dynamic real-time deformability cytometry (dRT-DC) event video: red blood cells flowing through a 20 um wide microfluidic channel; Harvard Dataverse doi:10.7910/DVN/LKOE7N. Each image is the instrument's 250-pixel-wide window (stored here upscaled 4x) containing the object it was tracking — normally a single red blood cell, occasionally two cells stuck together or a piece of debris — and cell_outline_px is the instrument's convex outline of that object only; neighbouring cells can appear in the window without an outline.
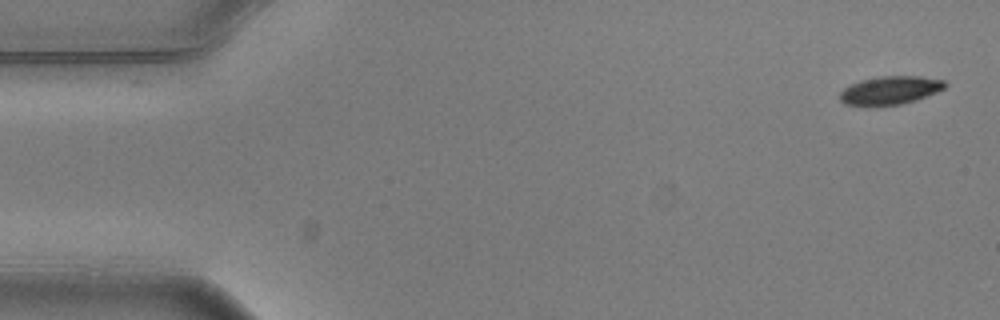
{"species": "common noctule bat (a hibernating species)", "species_latin": "Nyctalus noctula", "temperature_condition": "warm", "stored_images_in_passage": 2, "camera_frame_rate_fps": 3000, "um_per_image_px": 0.085, "animal": {"sex": "male", "body_mass_g": 20.5, "forearm_length_mm": 52.5}, "frame": {"image": 1, "passage_image": 2, "time_ms": 0.333, "image_size_px": [1000, 320], "cell_outline_px": [[948, 84], [944, 88], [936, 92], [916, 100], [900, 104], [844, 104], [840, 100], [840, 92], [844, 88], [860, 80], [880, 76], [920, 76], [944, 80]], "centroid_in_image_um": [75.7, 7.64], "position_along_channel_um": 9.3, "area_um2": 16.94}}